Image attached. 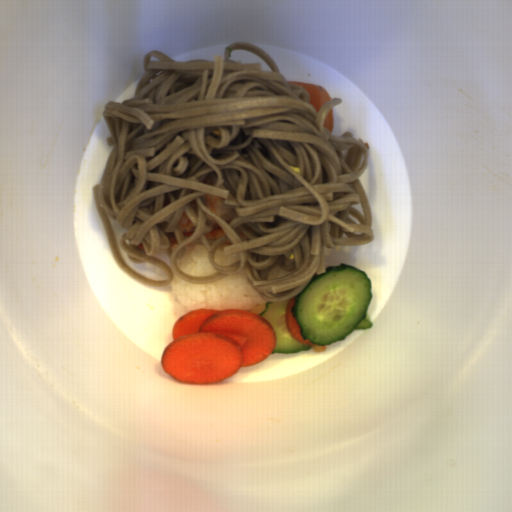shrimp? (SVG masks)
Returning <instances> with one entry per match:
<instances>
[{
    "label": "shrimp",
    "mask_w": 512,
    "mask_h": 512,
    "mask_svg": "<svg viewBox=\"0 0 512 512\" xmlns=\"http://www.w3.org/2000/svg\"><path fill=\"white\" fill-rule=\"evenodd\" d=\"M205 205L208 209L220 215L228 224L236 215L231 205L225 204L221 196L206 195Z\"/></svg>",
    "instance_id": "a79e029a"
},
{
    "label": "shrimp",
    "mask_w": 512,
    "mask_h": 512,
    "mask_svg": "<svg viewBox=\"0 0 512 512\" xmlns=\"http://www.w3.org/2000/svg\"><path fill=\"white\" fill-rule=\"evenodd\" d=\"M177 226L184 240L191 237L193 231L197 229L196 226L191 223L190 219L186 216V214L183 211Z\"/></svg>",
    "instance_id": "fd3e3c34"
},
{
    "label": "shrimp",
    "mask_w": 512,
    "mask_h": 512,
    "mask_svg": "<svg viewBox=\"0 0 512 512\" xmlns=\"http://www.w3.org/2000/svg\"><path fill=\"white\" fill-rule=\"evenodd\" d=\"M225 234L224 230L223 229H215V230H211L210 232L204 234L205 236V239H208V240H218L220 239L221 237H223Z\"/></svg>",
    "instance_id": "a1d657b0"
},
{
    "label": "shrimp",
    "mask_w": 512,
    "mask_h": 512,
    "mask_svg": "<svg viewBox=\"0 0 512 512\" xmlns=\"http://www.w3.org/2000/svg\"><path fill=\"white\" fill-rule=\"evenodd\" d=\"M232 244L233 243L230 240L226 239L224 242L221 243L220 247H217V249L224 250L225 247L231 246Z\"/></svg>",
    "instance_id": "a3ff3547"
},
{
    "label": "shrimp",
    "mask_w": 512,
    "mask_h": 512,
    "mask_svg": "<svg viewBox=\"0 0 512 512\" xmlns=\"http://www.w3.org/2000/svg\"><path fill=\"white\" fill-rule=\"evenodd\" d=\"M187 246H203V245H202V244H195V243H193V242H192V243H190V244H189V245H187ZM187 246H185V247H187ZM204 247H205V246H204Z\"/></svg>",
    "instance_id": "81242878"
}]
</instances>
